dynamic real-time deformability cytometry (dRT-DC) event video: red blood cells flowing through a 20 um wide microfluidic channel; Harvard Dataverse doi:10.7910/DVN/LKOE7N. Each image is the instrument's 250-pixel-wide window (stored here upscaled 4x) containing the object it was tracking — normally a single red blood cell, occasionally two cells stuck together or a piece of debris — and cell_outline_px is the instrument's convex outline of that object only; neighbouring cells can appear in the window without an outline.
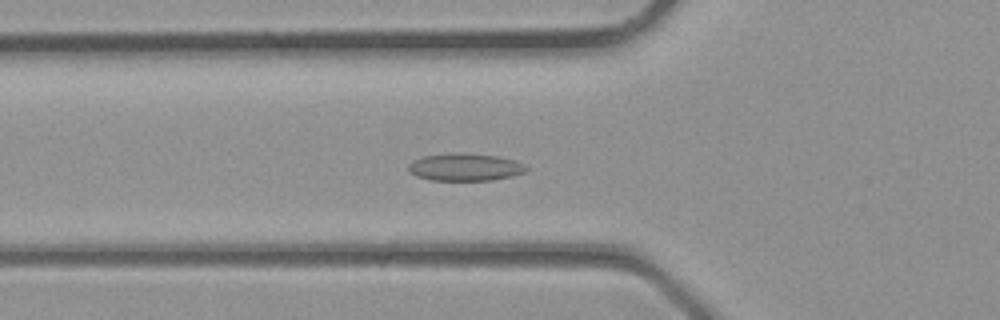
{"species": "common noctule bat (a hibernating species)", "species_latin": "Nyctalus noctula", "temperature_condition": "room temperature", "stored_images_in_passage": 32, "camera_frame_rate_fps": 3000, "um_per_image_px": 0.085, "animal": {"sex": "male", "body_mass_g": 23.1, "forearm_length_mm": 52.7}, "frame": {"image": 1, "passage_image": 8, "time_ms": 2.333, "image_size_px": [1000, 320], "cell_outline_px": [[528, 168], [524, 172], [512, 176], [492, 180], [432, 180], [416, 176], [408, 172], [408, 164], [412, 160], [424, 156], [456, 152], [460, 152], [496, 156], [512, 160], [524, 164]], "centroid_in_image_um": [39.48, 14.2], "position_along_channel_um": 86.3, "area_um2": 18.84}}
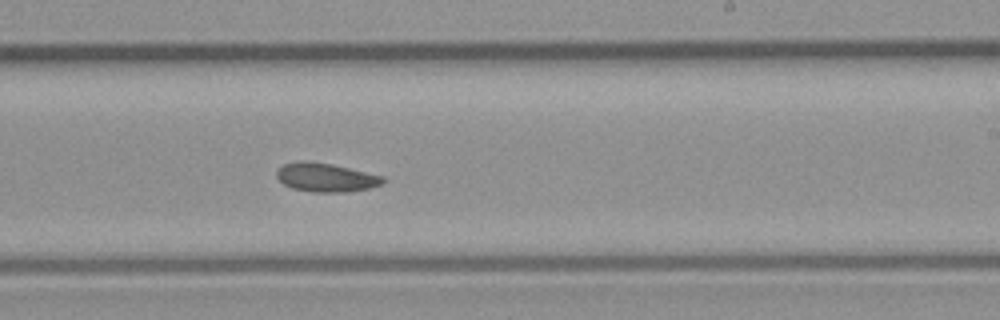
{"frame": {"image": 2, "passage_image": 17, "time_ms": 5.333, "image_size_px": [1000, 320], "cell_outline_px": [[384, 180], [380, 184], [368, 188], [348, 192], [312, 192], [292, 188], [284, 184], [276, 176], [276, 172], [284, 164], [304, 160], [332, 164], [384, 176]], "centroid_in_image_um": [27.69, 15.08], "position_along_channel_um": 261.3, "area_um2": 17.63}}
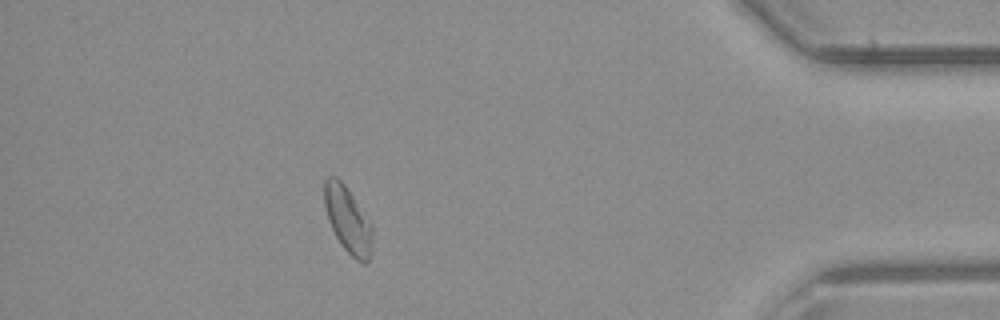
{"frame": {"image": 3, "passage_image": 27, "time_ms": 8.667, "image_size_px": [1000, 320], "cell_outline_px": [[372, 248], [368, 264], [364, 264], [356, 260], [340, 244], [328, 220], [324, 204], [324, 180], [328, 176], [336, 176], [344, 184], [372, 224]], "centroid_in_image_um": [29.57, 18.7], "position_along_channel_um": 405.6, "area_um2": 18.55}}